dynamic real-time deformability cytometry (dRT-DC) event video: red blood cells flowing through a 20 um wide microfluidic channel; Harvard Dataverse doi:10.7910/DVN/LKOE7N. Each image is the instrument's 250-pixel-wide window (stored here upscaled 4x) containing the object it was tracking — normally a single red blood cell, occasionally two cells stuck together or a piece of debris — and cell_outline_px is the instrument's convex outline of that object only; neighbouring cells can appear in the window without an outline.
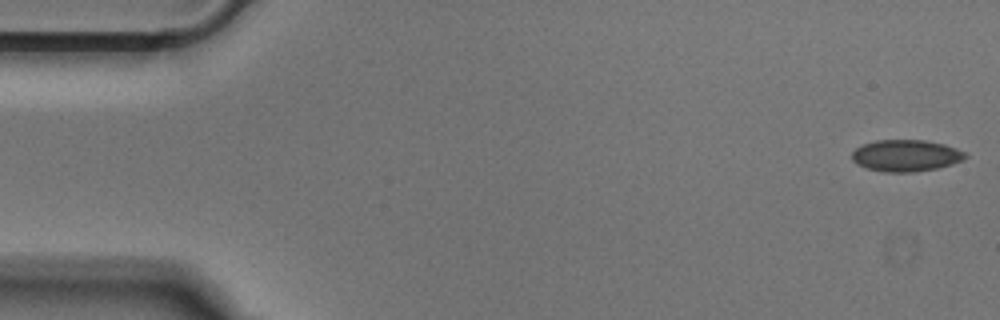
{"species": "Egyptian fruit bat (a non-hibernating species)", "species_latin": "Rousettus aegyptiacus", "temperature_condition": "cold", "stored_images_in_passage": 51, "camera_frame_rate_fps": 3000, "um_per_image_px": 0.085, "animal": {"sex": "male"}, "frame": {"image": 1, "passage_image": 1, "time_ms": 0.0, "image_size_px": [1000, 320], "cell_outline_px": [[968, 156], [964, 160], [952, 164], [936, 168], [912, 172], [884, 172], [868, 168], [856, 164], [852, 160], [852, 152], [856, 148], [864, 144], [876, 140], [924, 140], [944, 144], [968, 152]], "centroid_in_image_um": [77.03, 13.22], "position_along_channel_um": 8.0, "area_um2": 20.98}}
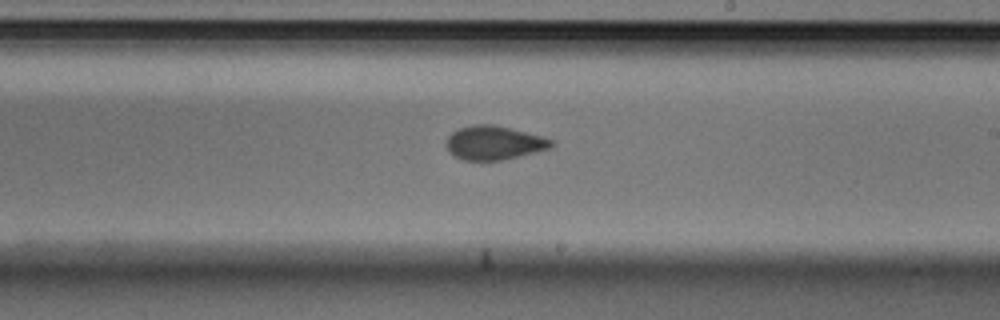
{"frame": {"image": 2, "passage_image": 29, "time_ms": 9.333, "image_size_px": [1000, 320], "cell_outline_px": [[556, 144], [552, 148], [520, 156], [500, 160], [464, 160], [456, 156], [448, 148], [448, 136], [452, 132], [460, 128], [472, 124], [492, 124], [556, 140]], "centroid_in_image_um": [42.06, 12.14], "position_along_channel_um": 246.9, "area_um2": 20.46}}
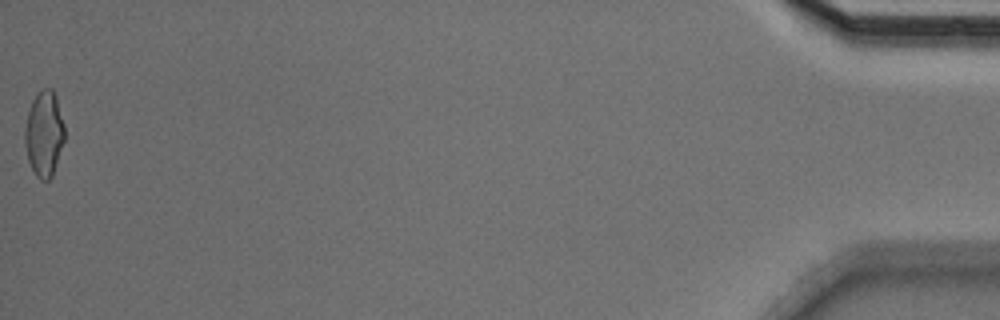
{"frame": {"image": 3, "passage_image": 51, "time_ms": 16.667, "image_size_px": [1000, 320], "cell_outline_px": [[64, 140], [52, 176], [48, 180], [40, 180], [36, 176], [28, 160], [24, 144], [24, 128], [28, 112], [32, 100], [44, 88], [52, 88], [56, 96], [64, 124]], "centroid_in_image_um": [3.74, 11.37], "position_along_channel_um": 431.5, "area_um2": 19.71}}